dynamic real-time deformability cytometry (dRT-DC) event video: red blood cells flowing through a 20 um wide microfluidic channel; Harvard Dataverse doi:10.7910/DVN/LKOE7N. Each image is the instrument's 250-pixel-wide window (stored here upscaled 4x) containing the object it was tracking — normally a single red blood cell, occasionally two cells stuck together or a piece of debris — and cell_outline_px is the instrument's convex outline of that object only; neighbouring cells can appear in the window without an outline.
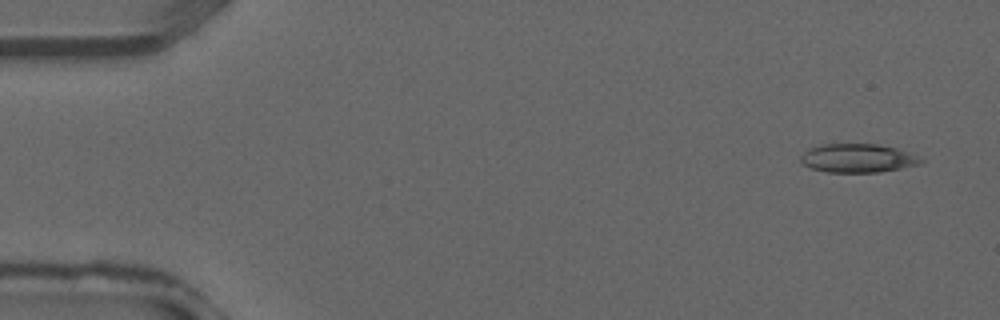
{"species": "common noctule bat (a hibernating species)", "species_latin": "Nyctalus noctula", "temperature_condition": "warm", "stored_images_in_passage": 36, "camera_frame_rate_fps": 3000, "um_per_image_px": 0.085, "animal": {"sex": "male", "forearm_length_mm": 52.5}, "frame": {"image": 1, "passage_image": 1, "time_ms": 0.0, "image_size_px": [1000, 320], "cell_outline_px": [[924, 160], [920, 164], [880, 172], [828, 172], [812, 168], [804, 164], [800, 160], [800, 156], [808, 148], [820, 144], [876, 144], [896, 148], [916, 156]], "centroid_in_image_um": [72.87, 13.44], "position_along_channel_um": 12.1, "area_um2": 19.88}}
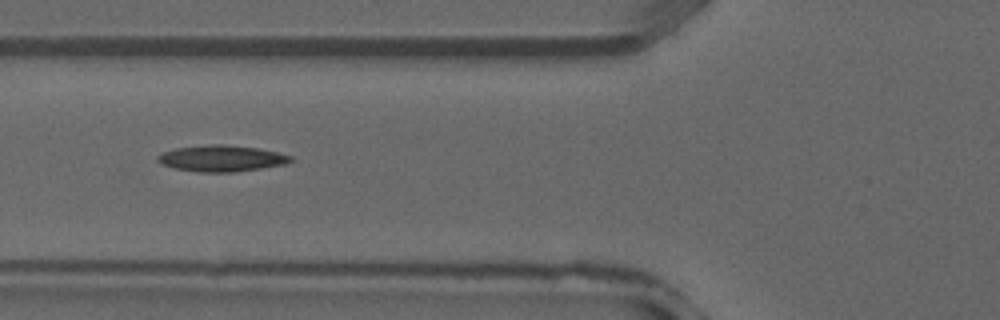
{"frame": {"image": 2, "passage_image": 13, "time_ms": 4.0, "image_size_px": [1000, 320], "cell_outline_px": [[292, 160], [284, 164], [236, 172], [200, 172], [172, 168], [160, 164], [156, 160], [156, 156], [164, 152], [176, 148], [208, 144], [228, 144], [256, 148], [276, 152], [292, 156]], "centroid_in_image_um": [18.77, 13.46], "position_along_channel_um": 107.0, "area_um2": 20.35}}
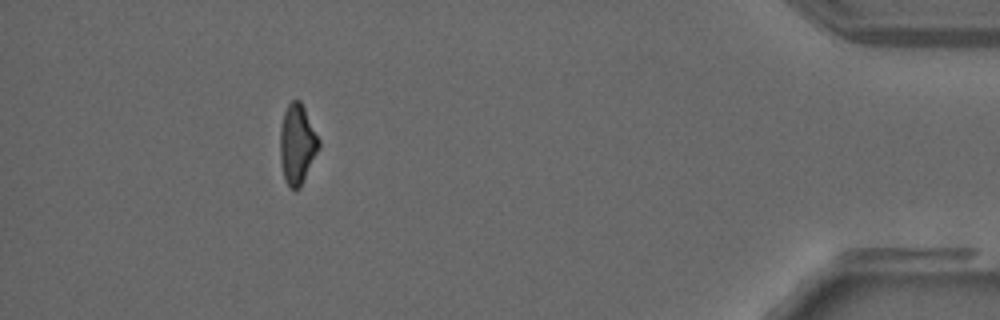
{"frame": {"image": 3, "passage_image": 33, "time_ms": 10.667, "image_size_px": [1000, 320], "cell_outline_px": [[320, 144], [300, 188], [296, 192], [288, 188], [284, 180], [280, 160], [280, 128], [284, 112], [288, 104], [292, 100], [300, 100], [320, 140]], "centroid_in_image_um": [25.24, 12.3], "position_along_channel_um": 410.0, "area_um2": 18.03}}